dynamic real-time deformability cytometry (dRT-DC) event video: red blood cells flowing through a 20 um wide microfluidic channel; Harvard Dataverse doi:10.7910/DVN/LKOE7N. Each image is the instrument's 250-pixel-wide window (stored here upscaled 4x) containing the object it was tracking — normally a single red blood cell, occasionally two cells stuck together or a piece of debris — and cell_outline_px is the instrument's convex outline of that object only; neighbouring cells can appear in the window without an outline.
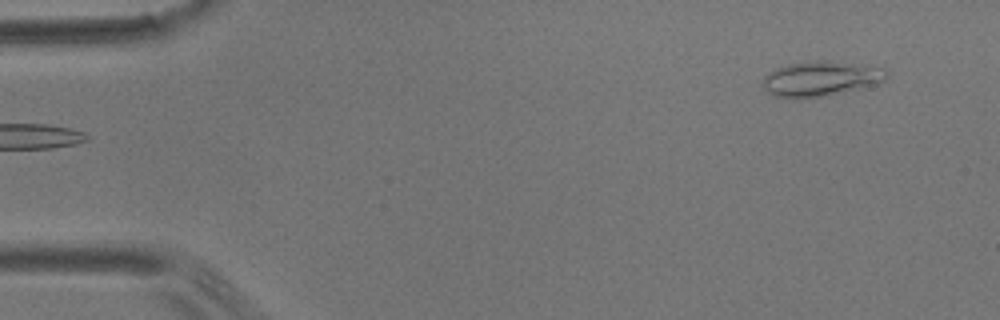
{"species": "common noctule bat (a hibernating species)", "species_latin": "Nyctalus noctula", "temperature_condition": "room temperature", "stored_images_in_passage": 4, "camera_frame_rate_fps": 3000, "um_per_image_px": 0.085, "animal": {"sex": "male", "body_mass_g": 17.9}, "frame": {"image": 1, "passage_image": 4, "time_ms": 5.333, "image_size_px": [1000, 320], "cell_outline_px": [[888, 76], [884, 80], [820, 96], [796, 100], [772, 96], [760, 84], [764, 76], [776, 68], [792, 64], [836, 64], [888, 68]], "centroid_in_image_um": [69.6, 6.76], "position_along_channel_um": 15.4, "area_um2": 23.41}}